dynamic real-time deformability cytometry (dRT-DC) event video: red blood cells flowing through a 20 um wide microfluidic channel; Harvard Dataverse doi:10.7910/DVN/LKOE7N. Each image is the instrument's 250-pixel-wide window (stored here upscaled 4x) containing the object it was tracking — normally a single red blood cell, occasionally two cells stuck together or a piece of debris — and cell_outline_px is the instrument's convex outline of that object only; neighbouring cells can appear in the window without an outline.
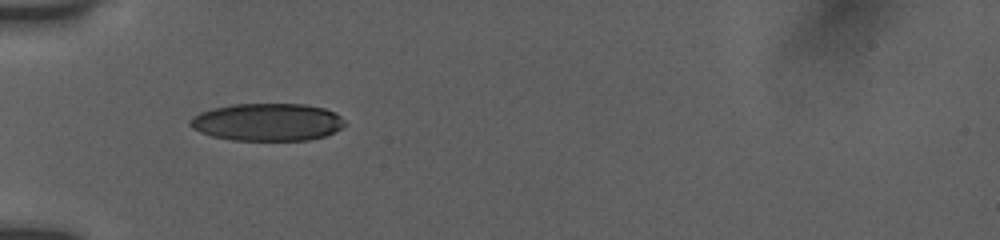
{"species": "human", "species_latin": "Homo sapiens", "temperature_condition": "room temperature", "stored_images_in_passage": 32, "camera_frame_rate_fps": 3000, "um_per_image_px": 0.085, "donor": {"sex": "female"}, "frame": {"image": 1, "passage_image": 1, "time_ms": 0.0, "image_size_px": [1000, 240], "cell_outline_px": [[348, 124], [324, 136], [308, 140], [232, 140], [212, 136], [200, 132], [192, 128], [188, 124], [188, 120], [192, 116], [200, 112], [212, 108], [232, 104], [304, 104], [324, 108], [336, 112]], "centroid_in_image_um": [22.7, 10.37], "position_along_channel_um": 62.3, "area_um2": 34.04}}
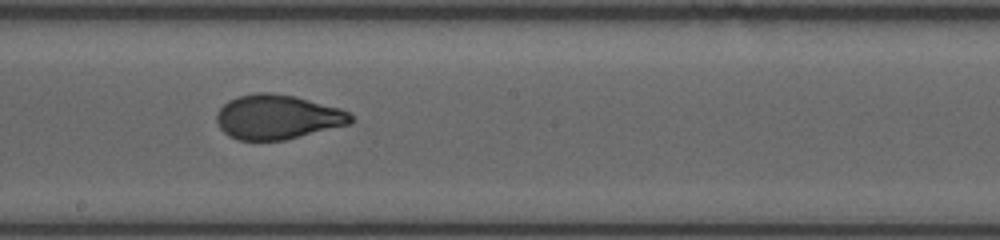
{"frame": {"image": 2, "passage_image": 14, "time_ms": 4.333, "image_size_px": [1000, 240], "cell_outline_px": [[352, 120], [348, 124], [284, 140], [240, 140], [228, 136], [220, 128], [216, 120], [216, 112], [228, 100], [236, 96], [256, 92], [268, 92], [296, 96], [340, 108], [352, 112]], "centroid_in_image_um": [23.56, 9.93], "position_along_channel_um": 224.6, "area_um2": 34.85}}
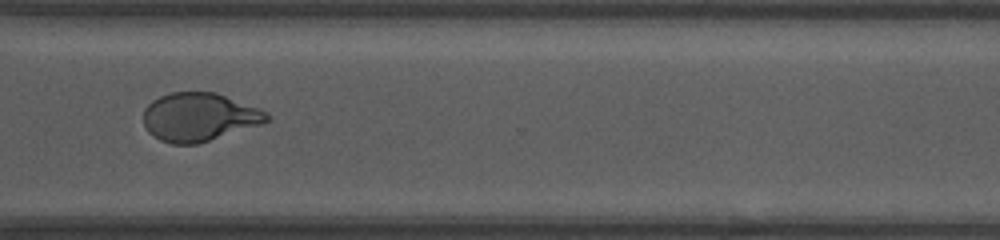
{"frame": {"image": 3, "passage_image": 24, "time_ms": 7.667, "image_size_px": [1000, 240], "cell_outline_px": [[268, 120], [264, 124], [196, 144], [172, 144], [160, 140], [152, 136], [144, 128], [144, 108], [152, 100], [160, 96], [172, 92], [216, 92], [260, 108], [268, 112]], "centroid_in_image_um": [16.92, 9.95], "position_along_channel_um": 353.7, "area_um2": 35.03}, "authors_computed_cell_mechanics": {"area_um2": 35.1424, "velocity_mm_per_s": 3.8941, "shape_relaxation_time_tau1_ms": 4.9715, "shape_relaxation_time_tau2_ms": 0.6991, "deformation_change_tau1": 0.1913, "deformation_change_tau2": 0.0686}}